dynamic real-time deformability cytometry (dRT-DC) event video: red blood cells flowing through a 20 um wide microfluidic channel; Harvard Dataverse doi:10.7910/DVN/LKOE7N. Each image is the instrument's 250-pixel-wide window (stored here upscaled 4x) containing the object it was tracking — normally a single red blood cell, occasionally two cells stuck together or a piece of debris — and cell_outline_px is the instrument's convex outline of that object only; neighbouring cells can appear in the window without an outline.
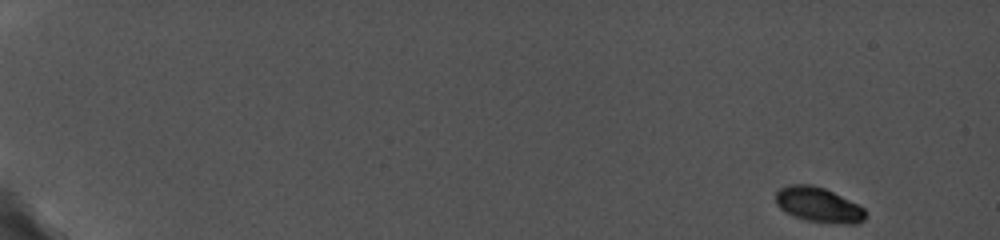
{"species": "common noctule bat (a hibernating species)", "species_latin": "Nyctalus noctula", "temperature_condition": "cold", "stored_images_in_passage": 23, "camera_frame_rate_fps": 5000, "um_per_image_px": 0.085, "animal": {"sex": "female", "body_mass_g": 19.0, "forearm_length_mm": 56.7}, "frame": {"image": 1, "passage_image": 1, "time_ms": 0.0, "image_size_px": [1000, 240], "cell_outline_px": [[864, 220], [856, 224], [848, 224], [804, 220], [784, 212], [776, 204], [776, 192], [780, 188], [788, 184], [812, 184], [824, 188], [864, 208]], "centroid_in_image_um": [69.51, 17.4], "position_along_channel_um": 15.5, "area_um2": 18.09}}
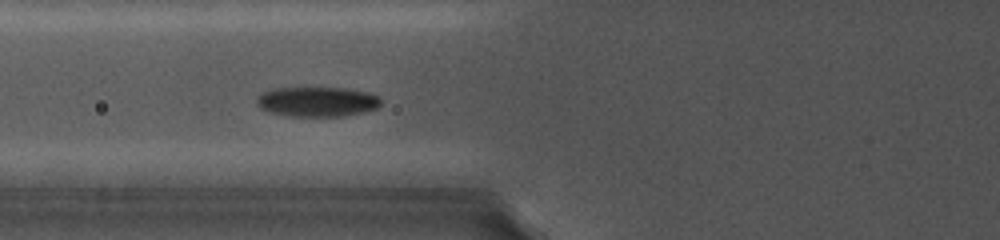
{"frame": {"image": 2, "passage_image": 11, "time_ms": 7.2, "image_size_px": [1000, 240], "cell_outline_px": [[380, 104], [376, 108], [364, 112], [344, 116], [288, 116], [268, 112], [260, 108], [256, 104], [256, 96], [260, 92], [272, 88], [348, 88], [372, 92], [380, 96]], "centroid_in_image_um": [26.94, 8.63], "position_along_channel_um": 98.9, "area_um2": 22.02}}
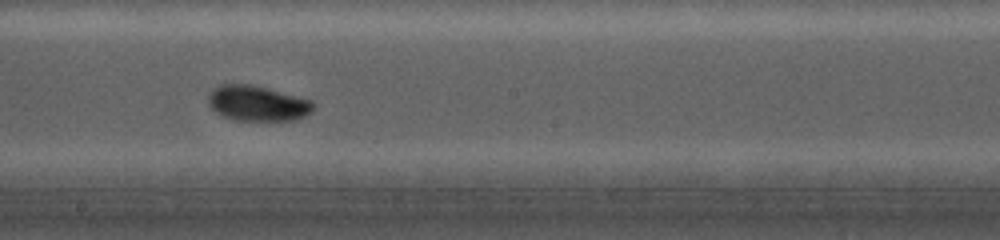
{"frame": {"image": 3, "passage_image": 21, "time_ms": 10.6, "image_size_px": [1000, 240], "cell_outline_px": [[316, 108], [308, 116], [296, 120], [236, 120], [224, 116], [216, 112], [208, 104], [208, 96], [212, 88], [220, 84], [252, 84], [268, 88], [312, 100], [316, 104]], "centroid_in_image_um": [21.93, 8.78], "position_along_channel_um": 226.3, "area_um2": 21.96}}